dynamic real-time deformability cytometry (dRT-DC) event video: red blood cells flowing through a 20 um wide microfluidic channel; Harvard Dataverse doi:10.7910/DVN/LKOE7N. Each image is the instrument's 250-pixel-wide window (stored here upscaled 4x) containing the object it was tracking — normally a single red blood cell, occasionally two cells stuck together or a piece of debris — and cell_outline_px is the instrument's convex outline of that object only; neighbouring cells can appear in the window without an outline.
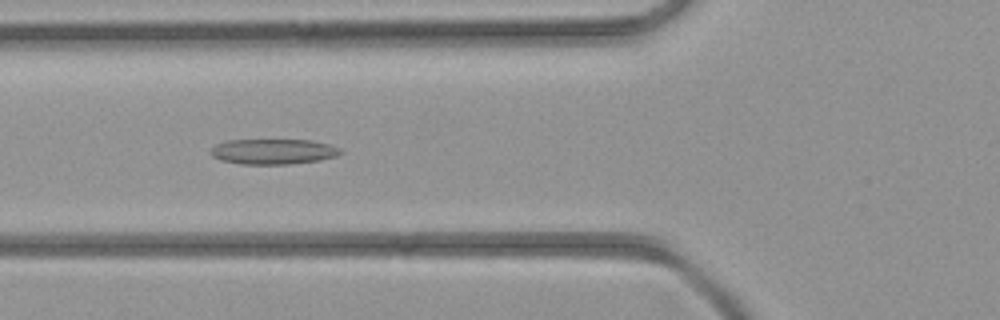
{"species": "common noctule bat (a hibernating species)", "species_latin": "Nyctalus noctula", "temperature_condition": "room temperature", "stored_images_in_passage": 42, "camera_frame_rate_fps": 3000, "um_per_image_px": 0.085, "animal": {"sex": "female", "body_mass_g": 21.9}, "frame": {"image": 1, "passage_image": 15, "time_ms": 4.667, "image_size_px": [1000, 320], "cell_outline_px": [[344, 152], [336, 156], [320, 160], [288, 164], [240, 164], [220, 160], [212, 156], [208, 152], [216, 144], [224, 140], [312, 140], [328, 144], [340, 148]], "centroid_in_image_um": [23.2, 12.88], "position_along_channel_um": 102.6, "area_um2": 19.31}}
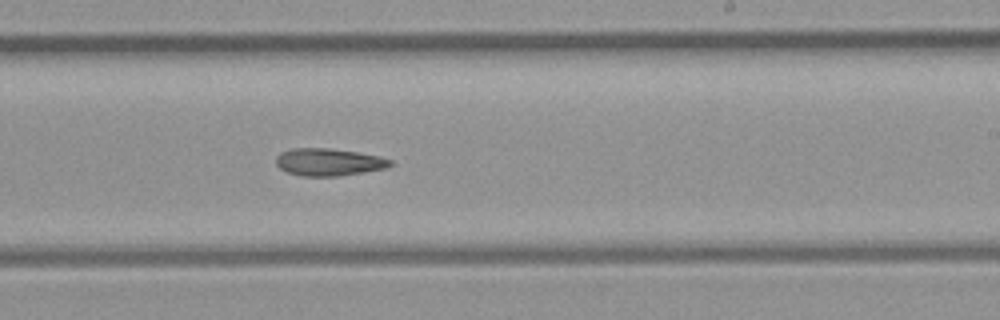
{"frame": {"image": 2, "passage_image": 25, "time_ms": 8.0, "image_size_px": [1000, 320], "cell_outline_px": [[392, 164], [388, 168], [340, 176], [304, 176], [288, 172], [280, 168], [276, 164], [276, 156], [280, 152], [292, 148], [328, 148], [356, 152], [380, 156], [392, 160]], "centroid_in_image_um": [27.95, 13.77], "position_along_channel_um": 261.1, "area_um2": 18.26}}
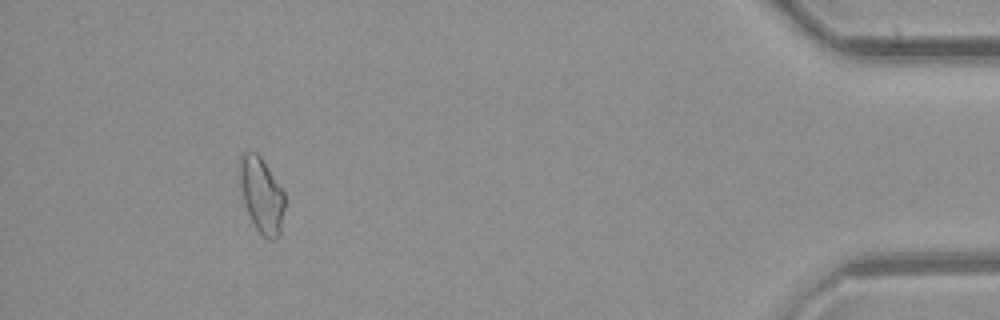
{"frame": {"image": 3, "passage_image": 39, "time_ms": 12.667, "image_size_px": [1000, 320], "cell_outline_px": [[284, 208], [280, 232], [276, 240], [268, 240], [256, 228], [244, 204], [240, 184], [240, 156], [244, 152], [256, 152], [260, 156], [284, 192]], "centroid_in_image_um": [22.23, 16.59], "position_along_channel_um": 413.0, "area_um2": 19.42}}